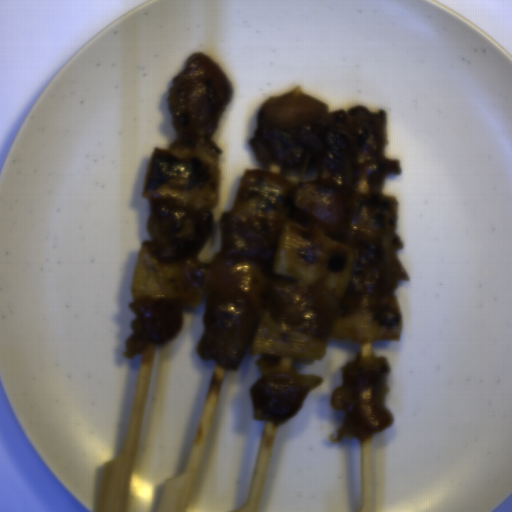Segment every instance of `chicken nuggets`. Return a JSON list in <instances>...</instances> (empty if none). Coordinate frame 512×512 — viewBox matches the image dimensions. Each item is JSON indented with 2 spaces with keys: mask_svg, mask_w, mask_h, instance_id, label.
I'll return each mask as SVG.
<instances>
[{
  "mask_svg": "<svg viewBox=\"0 0 512 512\" xmlns=\"http://www.w3.org/2000/svg\"><path fill=\"white\" fill-rule=\"evenodd\" d=\"M256 120L249 142L259 168L284 177L289 193L276 222L242 219L233 209L218 221L220 249L213 257L257 264L263 277L259 307L237 298L204 297L197 356L229 371H238L261 316L326 341L333 337L331 318L343 304L358 296L393 297L400 282L381 247L351 237L346 227L350 198L379 197L385 179L402 172L399 159L386 156L387 111L358 105L328 113L325 103L291 91L265 100ZM290 220L353 250L343 297L271 272L280 227Z\"/></svg>",
  "mask_w": 512,
  "mask_h": 512,
  "instance_id": "obj_1",
  "label": "chicken nuggets"
},
{
  "mask_svg": "<svg viewBox=\"0 0 512 512\" xmlns=\"http://www.w3.org/2000/svg\"><path fill=\"white\" fill-rule=\"evenodd\" d=\"M233 93L231 81L218 65L202 52H193L172 79L166 96L177 137L199 140L214 136Z\"/></svg>",
  "mask_w": 512,
  "mask_h": 512,
  "instance_id": "obj_2",
  "label": "chicken nuggets"
},
{
  "mask_svg": "<svg viewBox=\"0 0 512 512\" xmlns=\"http://www.w3.org/2000/svg\"><path fill=\"white\" fill-rule=\"evenodd\" d=\"M391 368L386 356L357 355L341 367V384L332 390L334 409L344 414L332 443L343 438L365 442L384 432L393 417L387 408L385 388Z\"/></svg>",
  "mask_w": 512,
  "mask_h": 512,
  "instance_id": "obj_3",
  "label": "chicken nuggets"
},
{
  "mask_svg": "<svg viewBox=\"0 0 512 512\" xmlns=\"http://www.w3.org/2000/svg\"><path fill=\"white\" fill-rule=\"evenodd\" d=\"M255 365L261 376L249 389L252 418L274 427L296 415L308 394L322 383L319 376L302 374L267 355Z\"/></svg>",
  "mask_w": 512,
  "mask_h": 512,
  "instance_id": "obj_4",
  "label": "chicken nuggets"
},
{
  "mask_svg": "<svg viewBox=\"0 0 512 512\" xmlns=\"http://www.w3.org/2000/svg\"><path fill=\"white\" fill-rule=\"evenodd\" d=\"M214 215L168 206L149 199L147 233L161 263L197 256L208 241Z\"/></svg>",
  "mask_w": 512,
  "mask_h": 512,
  "instance_id": "obj_5",
  "label": "chicken nuggets"
},
{
  "mask_svg": "<svg viewBox=\"0 0 512 512\" xmlns=\"http://www.w3.org/2000/svg\"><path fill=\"white\" fill-rule=\"evenodd\" d=\"M128 307L135 317L124 345L125 360L134 358L147 345H167L184 326V313L172 300H139Z\"/></svg>",
  "mask_w": 512,
  "mask_h": 512,
  "instance_id": "obj_6",
  "label": "chicken nuggets"
}]
</instances>
